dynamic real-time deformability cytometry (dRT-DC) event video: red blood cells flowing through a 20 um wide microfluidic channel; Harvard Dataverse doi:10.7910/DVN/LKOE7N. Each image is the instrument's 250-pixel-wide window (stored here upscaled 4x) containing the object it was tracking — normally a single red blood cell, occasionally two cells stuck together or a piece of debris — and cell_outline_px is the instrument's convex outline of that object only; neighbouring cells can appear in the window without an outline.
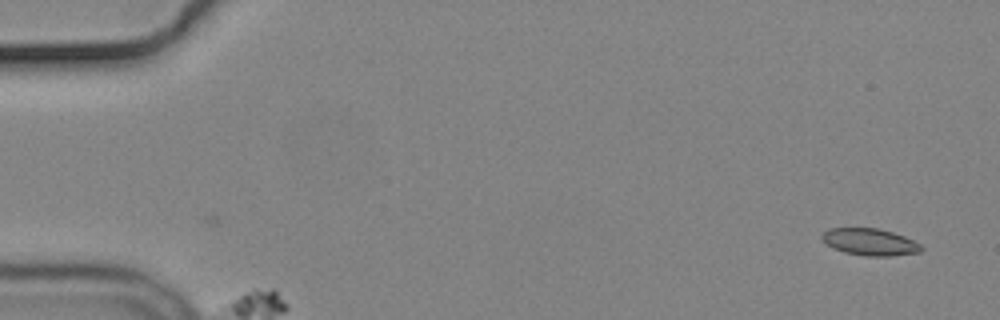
{"species": "common noctule bat (a hibernating species)", "species_latin": "Nyctalus noctula", "temperature_condition": "cold", "stored_images_in_passage": 11, "segment_of_instrument_passage": [1, 4], "camera_frame_rate_fps": 3000, "um_per_image_px": 0.085, "animal": {"sex": "male", "body_mass_g": 19.2, "forearm_length_mm": 51.8}, "frame": {"image": 1, "passage_image": 1, "time_ms": 0.0, "image_size_px": [1000, 320], "cell_outline_px": [[924, 248], [920, 252], [892, 256], [864, 256], [844, 252], [832, 248], [820, 236], [828, 228], [876, 228], [892, 232], [904, 236], [920, 244]], "centroid_in_image_um": [73.95, 20.57], "position_along_channel_um": 11.1, "area_um2": 15.55}}